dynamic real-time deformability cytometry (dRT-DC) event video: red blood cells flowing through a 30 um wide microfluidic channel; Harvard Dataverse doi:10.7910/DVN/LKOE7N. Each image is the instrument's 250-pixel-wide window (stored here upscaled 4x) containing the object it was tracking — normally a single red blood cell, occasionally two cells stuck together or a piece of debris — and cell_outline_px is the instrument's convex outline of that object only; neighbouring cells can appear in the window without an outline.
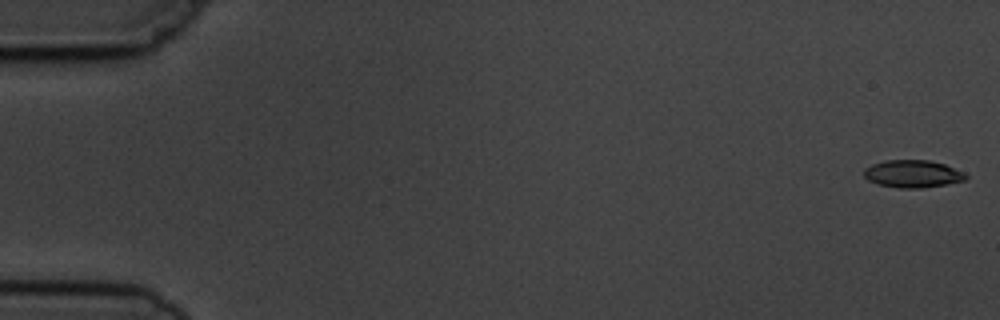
{"species": "common noctule bat (a hibernating species)", "species_latin": "Nyctalus noctula", "temperature_condition": "cold", "stored_images_in_passage": 10, "camera_frame_rate_fps": 3000, "um_per_image_px": 0.085, "animal": {"sex": "male", "body_mass_g": 19.5, "forearm_length_mm": 54.6}, "frame": {"image": 1, "passage_image": 1, "time_ms": 0.0, "image_size_px": [1000, 320], "cell_outline_px": [[968, 176], [964, 180], [944, 184], [920, 188], [900, 188], [880, 184], [868, 180], [864, 176], [864, 168], [872, 164], [888, 160], [928, 160], [944, 164], [964, 172]], "centroid_in_image_um": [77.56, 14.77], "position_along_channel_um": 7.4, "area_um2": 16.07}}
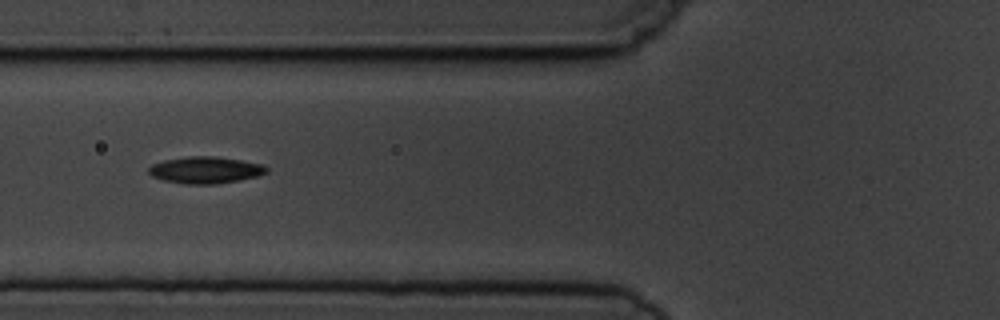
{"frame": {"image": 2, "passage_image": 7, "time_ms": 6.667, "image_size_px": [1000, 320], "cell_outline_px": [[268, 172], [256, 176], [240, 180], [216, 184], [184, 184], [164, 180], [152, 176], [148, 172], [148, 168], [152, 164], [164, 160], [188, 156], [212, 156], [240, 160], [260, 164], [268, 168]], "centroid_in_image_um": [17.43, 14.45], "position_along_channel_um": 108.4, "area_um2": 18.26}}
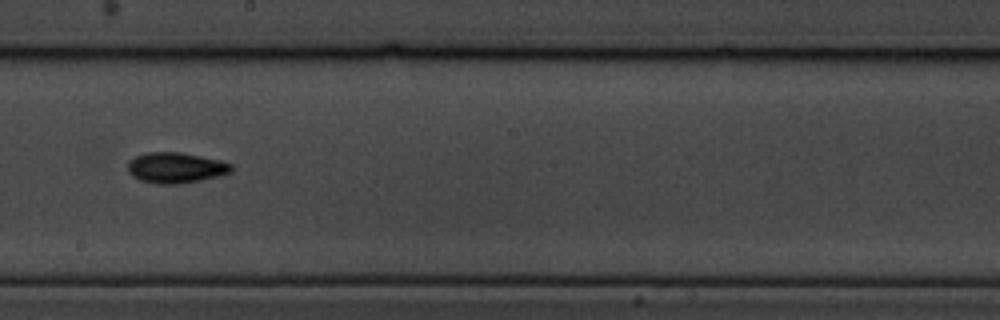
{"frame": {"image": 3, "passage_image": 10, "time_ms": 10.0, "image_size_px": [1000, 320], "cell_outline_px": [[232, 172], [200, 180], [180, 184], [156, 184], [140, 180], [132, 176], [128, 172], [128, 160], [136, 156], [148, 152], [180, 152], [220, 160], [232, 164]], "centroid_in_image_um": [14.91, 14.26], "position_along_channel_um": 233.3, "area_um2": 18.5}}